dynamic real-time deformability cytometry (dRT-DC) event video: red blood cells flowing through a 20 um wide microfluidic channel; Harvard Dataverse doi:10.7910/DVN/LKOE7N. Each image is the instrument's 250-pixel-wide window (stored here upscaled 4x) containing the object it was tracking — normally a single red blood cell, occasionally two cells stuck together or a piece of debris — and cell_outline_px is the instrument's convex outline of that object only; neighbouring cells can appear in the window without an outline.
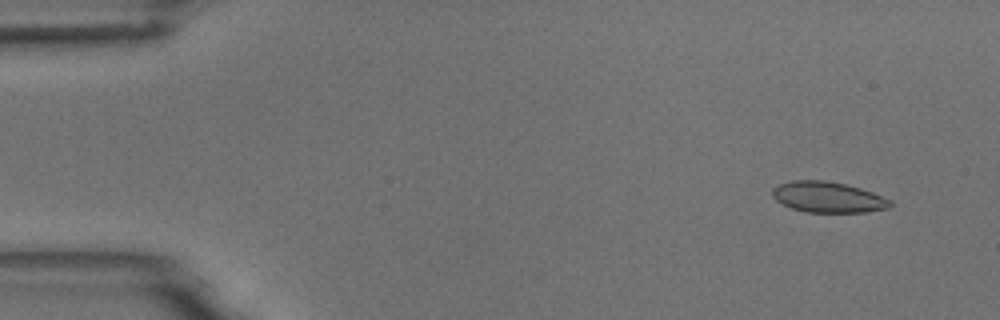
{"species": "common noctule bat (a hibernating species)", "species_latin": "Nyctalus noctula", "temperature_condition": "room temperature", "stored_images_in_passage": 4, "camera_frame_rate_fps": 3000, "um_per_image_px": 0.085, "animal": {"sex": "male", "body_mass_g": 18.8}, "frame": {"image": 1, "passage_image": 1, "time_ms": 0.0, "image_size_px": [1000, 320], "cell_outline_px": [[892, 204], [888, 208], [868, 212], [804, 212], [792, 208], [776, 200], [772, 196], [772, 188], [780, 184], [792, 180], [824, 180], [844, 184], [860, 188], [872, 192], [892, 200]], "centroid_in_image_um": [70.38, 16.76], "position_along_channel_um": 14.6, "area_um2": 21.1}}
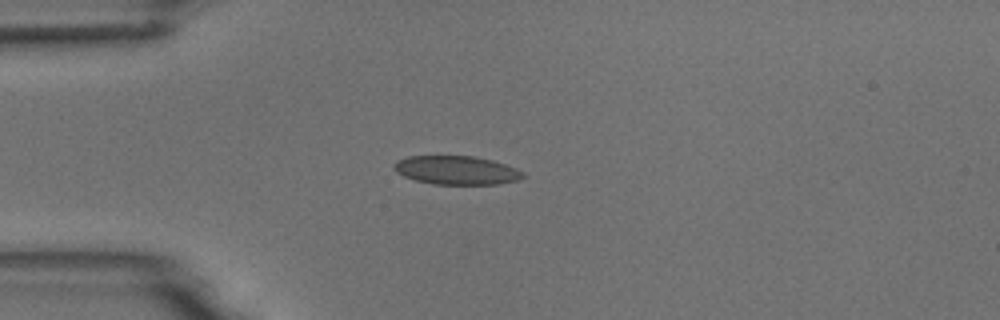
{"frame": {"image": 2, "passage_image": 4, "time_ms": 3.333, "image_size_px": [1000, 320], "cell_outline_px": [[524, 176], [516, 180], [500, 184], [432, 184], [416, 180], [404, 176], [396, 172], [392, 168], [392, 164], [396, 160], [408, 156], [472, 156], [492, 160], [516, 168], [524, 172]], "centroid_in_image_um": [38.76, 14.46], "position_along_channel_um": 46.2, "area_um2": 21.56}}